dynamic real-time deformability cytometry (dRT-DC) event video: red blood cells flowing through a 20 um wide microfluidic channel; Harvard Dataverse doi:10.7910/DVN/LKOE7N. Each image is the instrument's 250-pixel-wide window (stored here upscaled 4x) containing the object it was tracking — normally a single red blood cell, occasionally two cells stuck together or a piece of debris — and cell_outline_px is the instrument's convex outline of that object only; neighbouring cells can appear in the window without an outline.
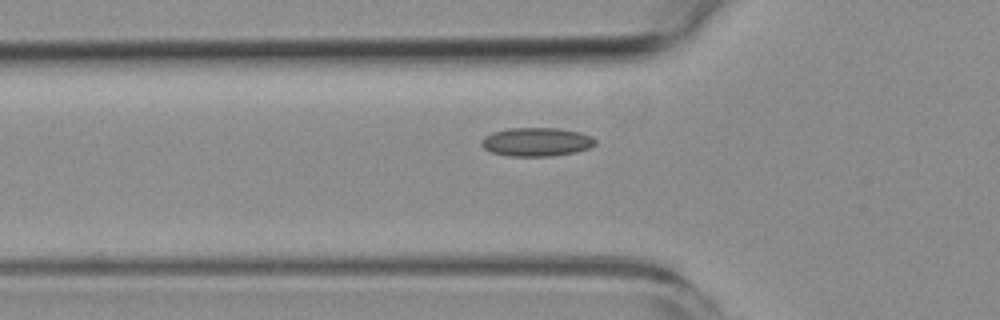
{"species": "common noctule bat (a hibernating species)", "species_latin": "Nyctalus noctula", "temperature_condition": "room temperature", "stored_images_in_passage": 5, "camera_frame_rate_fps": 3000, "um_per_image_px": 0.085, "animal": {"sex": "female", "body_mass_g": 19.3, "forearm_length_mm": 54.1}, "frame": {"image": 1, "passage_image": 5, "time_ms": 6.0, "image_size_px": [1000, 320], "cell_outline_px": [[596, 144], [588, 148], [576, 152], [552, 156], [508, 156], [492, 152], [484, 148], [480, 144], [480, 140], [484, 136], [492, 132], [508, 128], [560, 128], [580, 132], [592, 136], [596, 140]], "centroid_in_image_um": [45.59, 12.06], "position_along_channel_um": 80.2, "area_um2": 19.19}}